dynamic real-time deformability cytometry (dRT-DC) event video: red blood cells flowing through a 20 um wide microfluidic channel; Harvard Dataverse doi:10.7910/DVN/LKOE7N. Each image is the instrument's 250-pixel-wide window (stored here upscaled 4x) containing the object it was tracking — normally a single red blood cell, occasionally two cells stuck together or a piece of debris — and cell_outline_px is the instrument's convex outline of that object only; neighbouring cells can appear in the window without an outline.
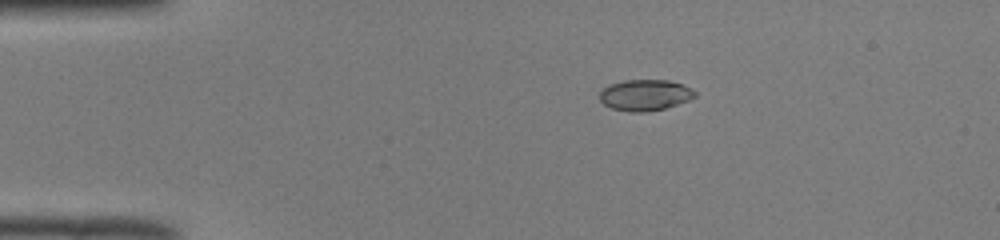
{"species": "common noctule bat (a hibernating species)", "species_latin": "Nyctalus noctula", "temperature_condition": "room temperature", "stored_images_in_passage": 42, "camera_frame_rate_fps": 3000, "um_per_image_px": 0.085, "animal": {"sex": "male", "body_mass_g": 19.0, "forearm_length_mm": 50.8}, "frame": {"image": 1, "passage_image": 1, "time_ms": 0.0, "image_size_px": [1000, 240], "cell_outline_px": [[696, 96], [688, 100], [664, 108], [644, 112], [628, 112], [612, 108], [604, 104], [600, 100], [600, 92], [604, 88], [612, 84], [624, 80], [668, 80], [692, 88], [696, 92]], "centroid_in_image_um": [54.83, 8.08], "position_along_channel_um": 30.2, "area_um2": 17.05}}
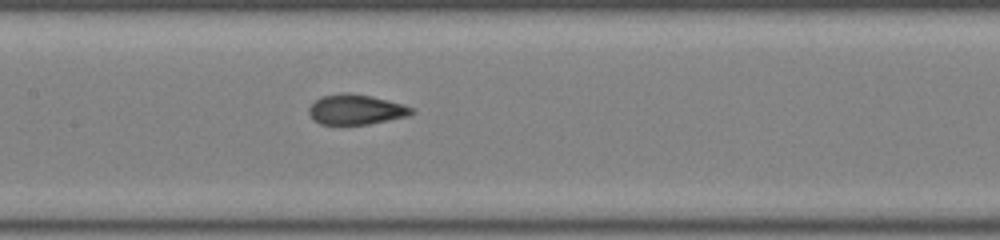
{"frame": {"image": 2, "passage_image": 16, "time_ms": 5.0, "image_size_px": [1000, 240], "cell_outline_px": [[416, 112], [408, 116], [368, 124], [320, 124], [312, 120], [308, 112], [308, 108], [320, 96], [340, 92], [348, 92], [372, 96], [404, 104], [412, 108]], "centroid_in_image_um": [30.24, 9.3], "position_along_channel_um": 177.2, "area_um2": 18.21}}
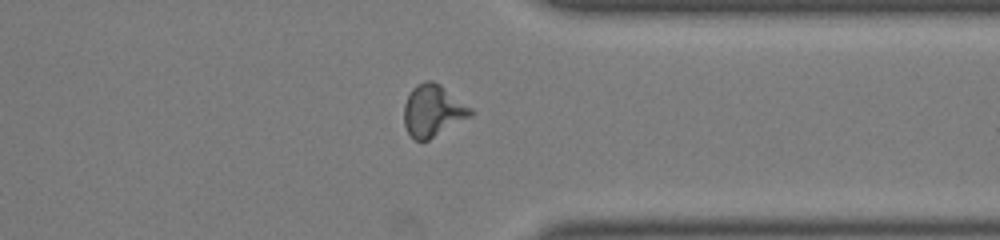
{"frame": {"image": 3, "passage_image": 31, "time_ms": 10.0, "image_size_px": [1000, 240], "cell_outline_px": [[476, 112], [472, 116], [428, 140], [416, 140], [408, 132], [404, 124], [404, 104], [412, 88], [416, 84], [424, 80], [432, 80], [440, 84], [472, 108]], "centroid_in_image_um": [36.81, 9.39], "position_along_channel_um": 374.6, "area_um2": 20.17}, "authors_computed_cell_mechanics": {"area_um2": 18.496, "velocity_mm_per_s": 4.0113, "shape_relaxation_time_tau1_ms": 8.4617, "shape_relaxation_time_tau2_ms": 1.0261, "deformation_change_tau1": 0.2052, "deformation_change_tau2": 0.0715}}